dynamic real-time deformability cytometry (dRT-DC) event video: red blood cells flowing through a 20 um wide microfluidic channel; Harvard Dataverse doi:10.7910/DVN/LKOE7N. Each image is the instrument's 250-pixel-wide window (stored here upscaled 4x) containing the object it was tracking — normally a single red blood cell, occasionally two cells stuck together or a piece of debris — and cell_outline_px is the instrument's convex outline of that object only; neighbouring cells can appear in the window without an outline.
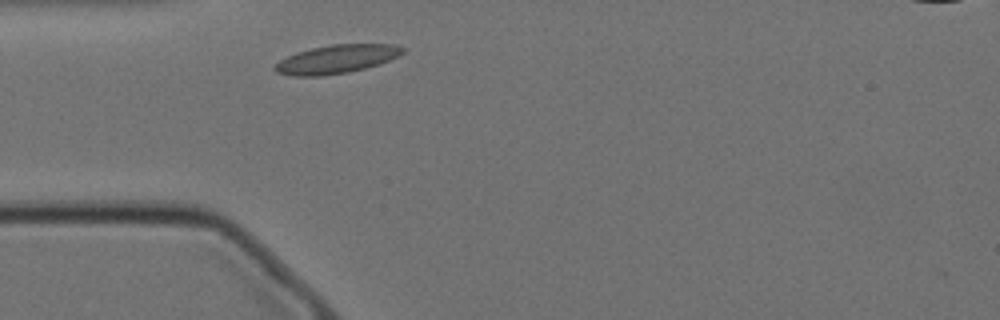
{"species": "Egyptian fruit bat (a non-hibernating species)", "species_latin": "Rousettus aegyptiacus", "temperature_condition": "cold", "stored_images_in_passage": 44, "segment_of_instrument_passage": [1, 2], "camera_frame_rate_fps": 3000, "um_per_image_px": 0.085, "animal": {"sex": "female"}, "frame": {"image": 1, "passage_image": 1, "time_ms": 0.0, "image_size_px": [1000, 320], "cell_outline_px": [[404, 52], [380, 64], [348, 72], [320, 76], [292, 76], [276, 72], [272, 68], [280, 60], [296, 52], [312, 48], [332, 44], [396, 44], [404, 48]], "centroid_in_image_um": [28.58, 5.02], "position_along_channel_um": 56.4, "area_um2": 21.1}}
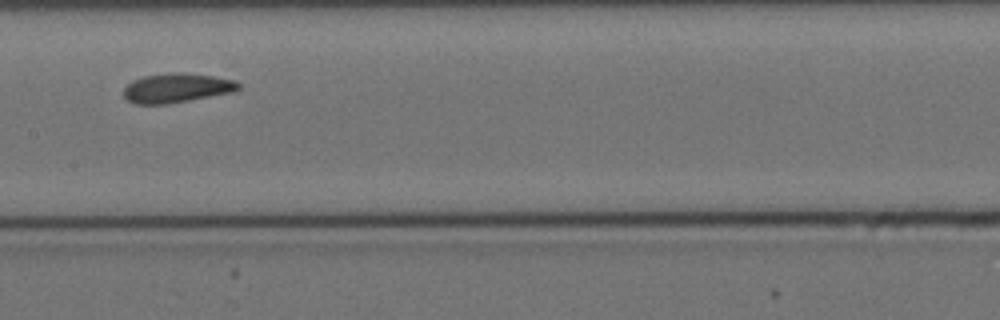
{"frame": {"image": 2, "passage_image": 13, "time_ms": 4.0, "image_size_px": [1000, 320], "cell_outline_px": [[240, 88], [232, 92], [188, 100], [164, 104], [132, 104], [124, 96], [124, 88], [132, 80], [144, 76], [172, 72], [184, 72], [212, 76], [232, 80], [240, 84]], "centroid_in_image_um": [14.97, 7.47], "position_along_channel_um": 192.4, "area_um2": 19.42}}
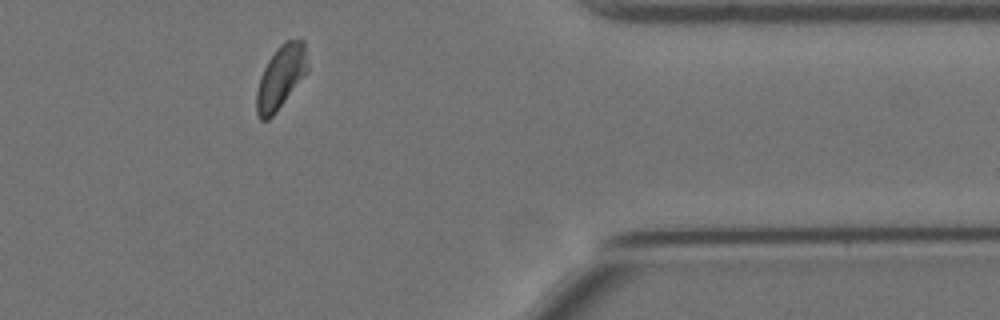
{"frame": {"image": 3, "passage_image": 32, "time_ms": 10.333, "image_size_px": [1000, 320], "cell_outline_px": [[308, 72], [276, 112], [268, 120], [260, 120], [256, 112], [256, 92], [260, 76], [268, 60], [280, 44], [284, 40], [304, 40], [308, 64]], "centroid_in_image_um": [23.87, 6.56], "position_along_channel_um": 387.5, "area_um2": 18.9}}